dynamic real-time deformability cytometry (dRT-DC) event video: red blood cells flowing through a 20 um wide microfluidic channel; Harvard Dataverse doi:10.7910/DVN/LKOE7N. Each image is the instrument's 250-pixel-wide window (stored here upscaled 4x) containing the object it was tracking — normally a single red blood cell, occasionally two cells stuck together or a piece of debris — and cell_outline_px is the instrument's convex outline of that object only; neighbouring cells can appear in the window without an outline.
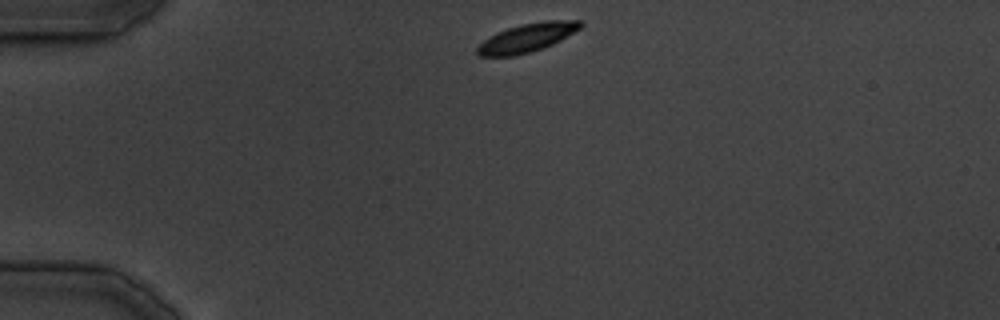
{"species": "common noctule bat (a hibernating species)", "species_latin": "Nyctalus noctula", "temperature_condition": "cold", "stored_images_in_passage": 31, "camera_frame_rate_fps": 3000, "um_per_image_px": 0.085, "animal": {"sex": "male", "body_mass_g": 19.5, "forearm_length_mm": 54.6}, "frame": {"image": 1, "passage_image": 1, "time_ms": 0.0, "image_size_px": [1000, 320], "cell_outline_px": [[584, 24], [580, 28], [560, 40], [544, 48], [516, 56], [480, 56], [476, 52], [476, 48], [484, 40], [496, 32], [508, 28], [524, 24], [544, 20], [584, 20]], "centroid_in_image_um": [44.82, 3.2], "position_along_channel_um": 40.2, "area_um2": 17.17}}
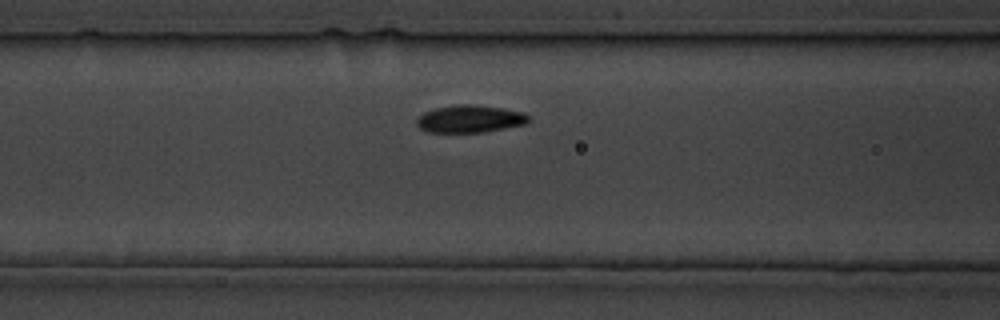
{"frame": {"image": 2, "passage_image": 9, "time_ms": 9.0, "image_size_px": [1000, 320], "cell_outline_px": [[532, 116], [524, 124], [484, 132], [428, 132], [420, 128], [416, 124], [416, 120], [424, 112], [436, 108], [460, 104], [476, 104], [524, 112]], "centroid_in_image_um": [39.95, 10.1], "position_along_channel_um": 126.7, "area_um2": 17.8}}
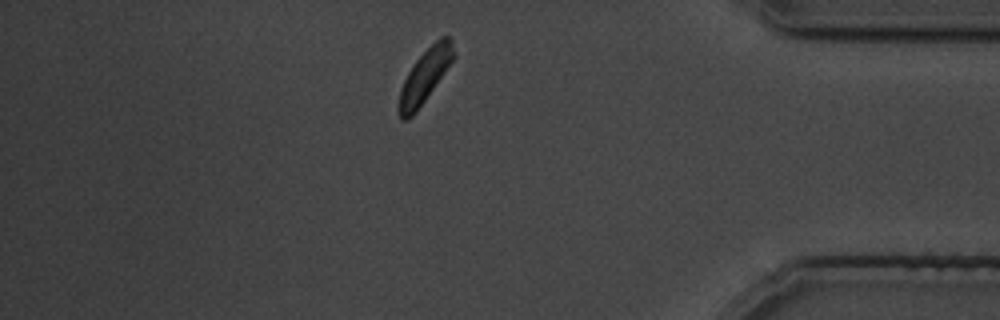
{"frame": {"image": 3, "passage_image": 27, "time_ms": 30.333, "image_size_px": [1000, 320], "cell_outline_px": [[456, 56], [416, 112], [408, 120], [400, 120], [400, 88], [408, 72], [416, 60], [440, 36], [448, 36], [452, 40]], "centroid_in_image_um": [36.14, 6.43], "position_along_channel_um": 399.1, "area_um2": 16.59}}